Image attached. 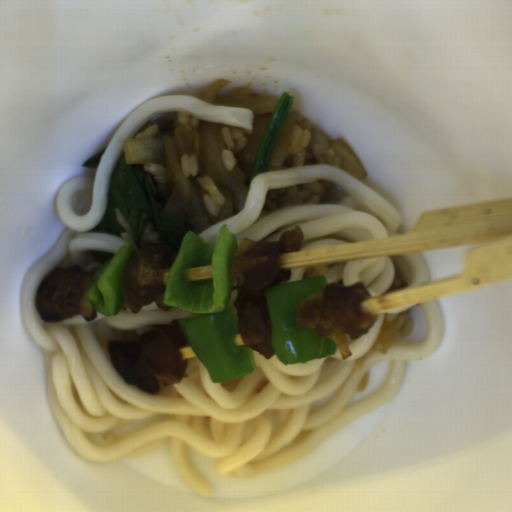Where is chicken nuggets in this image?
I'll list each match as a JSON object with an SVG mask.
<instances>
[{
	"label": "chicken nuggets",
	"instance_id": "90cb4de2",
	"mask_svg": "<svg viewBox=\"0 0 512 512\" xmlns=\"http://www.w3.org/2000/svg\"><path fill=\"white\" fill-rule=\"evenodd\" d=\"M303 246V230L295 225L277 241L244 238L236 247L229 275L231 303L238 319L241 339L263 358L275 355L266 290L287 282L290 269L280 268L281 254L298 251Z\"/></svg>",
	"mask_w": 512,
	"mask_h": 512
},
{
	"label": "chicken nuggets",
	"instance_id": "f4ed5422",
	"mask_svg": "<svg viewBox=\"0 0 512 512\" xmlns=\"http://www.w3.org/2000/svg\"><path fill=\"white\" fill-rule=\"evenodd\" d=\"M178 320L154 326L140 335L138 341L111 339L107 342L109 360L128 385L155 396L166 386L187 379L188 362L183 360L181 350L188 344Z\"/></svg>",
	"mask_w": 512,
	"mask_h": 512
},
{
	"label": "chicken nuggets",
	"instance_id": "cc037f56",
	"mask_svg": "<svg viewBox=\"0 0 512 512\" xmlns=\"http://www.w3.org/2000/svg\"><path fill=\"white\" fill-rule=\"evenodd\" d=\"M369 297L363 283L344 286L339 279L300 303L296 319L302 327L316 329L322 337L332 339L344 361L353 354L350 343L366 335L377 321L378 316H370L360 308Z\"/></svg>",
	"mask_w": 512,
	"mask_h": 512
},
{
	"label": "chicken nuggets",
	"instance_id": "bb5aeace",
	"mask_svg": "<svg viewBox=\"0 0 512 512\" xmlns=\"http://www.w3.org/2000/svg\"><path fill=\"white\" fill-rule=\"evenodd\" d=\"M177 251L166 243H152L134 250L122 271L121 300L130 313L155 302V307L170 309L164 301L170 272Z\"/></svg>",
	"mask_w": 512,
	"mask_h": 512
},
{
	"label": "chicken nuggets",
	"instance_id": "2cc3b61b",
	"mask_svg": "<svg viewBox=\"0 0 512 512\" xmlns=\"http://www.w3.org/2000/svg\"><path fill=\"white\" fill-rule=\"evenodd\" d=\"M101 266L84 272L79 265L53 268L41 281L35 298V310L45 323L61 322L72 316H82L91 322L97 310L85 299V291Z\"/></svg>",
	"mask_w": 512,
	"mask_h": 512
}]
</instances>
